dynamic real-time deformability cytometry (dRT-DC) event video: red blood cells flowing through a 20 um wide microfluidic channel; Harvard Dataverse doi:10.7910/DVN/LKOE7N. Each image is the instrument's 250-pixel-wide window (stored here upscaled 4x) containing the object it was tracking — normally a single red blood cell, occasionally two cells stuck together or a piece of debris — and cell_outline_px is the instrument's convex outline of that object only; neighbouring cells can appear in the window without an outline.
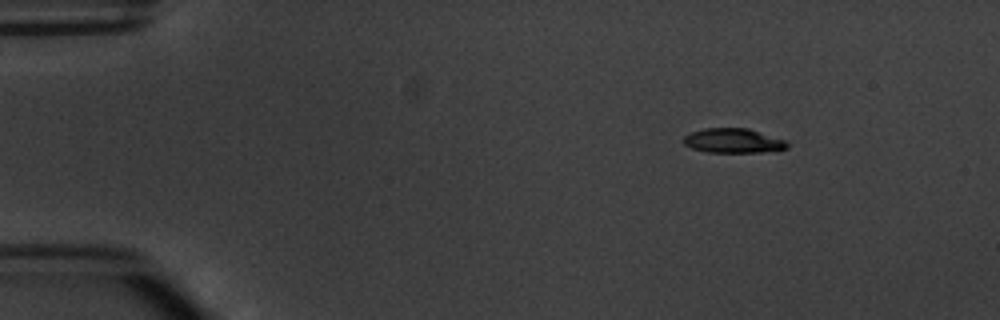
{"species": "common noctule bat (a hibernating species)", "species_latin": "Nyctalus noctula", "temperature_condition": "warm", "stored_images_in_passage": 4, "camera_frame_rate_fps": 3000, "um_per_image_px": 0.085, "animal": {"sex": "male", "body_mass_g": 20.1, "forearm_length_mm": 53.5}, "frame": {"image": 1, "passage_image": 1, "time_ms": 0.0, "image_size_px": [1000, 320], "cell_outline_px": [[788, 148], [760, 152], [708, 152], [692, 148], [684, 144], [684, 136], [692, 132], [704, 128], [748, 128], [788, 140]], "centroid_in_image_um": [62.36, 11.95], "position_along_channel_um": 22.6, "area_um2": 14.8}}
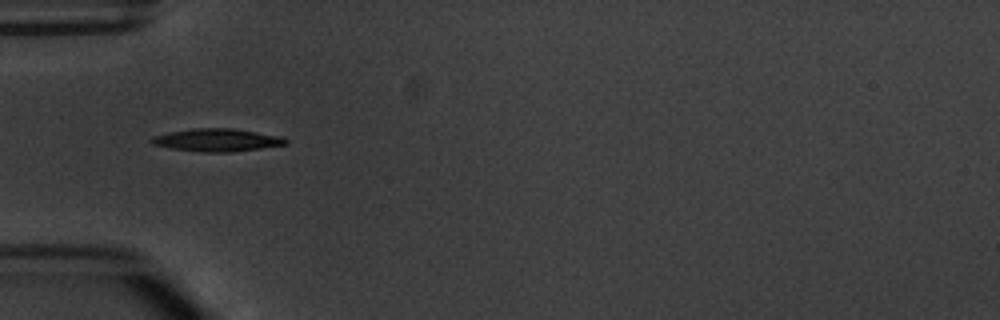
{"frame": {"image": 2, "passage_image": 4, "time_ms": 3.333, "image_size_px": [1000, 320], "cell_outline_px": [[288, 144], [232, 152], [204, 152], [172, 148], [152, 144], [148, 140], [152, 136], [168, 132], [192, 128], [232, 128], [284, 136], [288, 140]], "centroid_in_image_um": [18.46, 11.89], "position_along_channel_um": 66.5, "area_um2": 17.92}}